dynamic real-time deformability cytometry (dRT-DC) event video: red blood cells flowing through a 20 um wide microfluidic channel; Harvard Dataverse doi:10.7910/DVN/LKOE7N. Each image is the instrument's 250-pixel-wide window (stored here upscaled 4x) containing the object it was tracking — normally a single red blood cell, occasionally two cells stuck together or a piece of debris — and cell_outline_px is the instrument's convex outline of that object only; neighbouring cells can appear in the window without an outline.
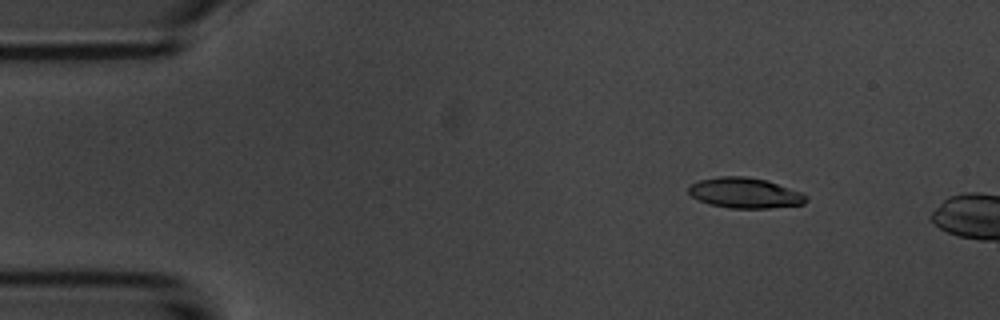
{"species": "common noctule bat (a hibernating species)", "species_latin": "Nyctalus noctula", "temperature_condition": "room temperature", "stored_images_in_passage": 4, "camera_frame_rate_fps": 3000, "um_per_image_px": 0.085, "animal": {"sex": "male", "body_mass_g": 20.1, "forearm_length_mm": 53.5}, "frame": {"image": 1, "passage_image": 2, "time_ms": 1.333, "image_size_px": [1000, 320], "cell_outline_px": [[808, 200], [804, 204], [768, 208], [732, 208], [712, 204], [700, 200], [692, 196], [688, 192], [688, 184], [700, 180], [720, 176], [744, 176], [768, 180], [800, 192], [808, 196]], "centroid_in_image_um": [63.33, 16.39], "position_along_channel_um": 21.7, "area_um2": 20.75}}